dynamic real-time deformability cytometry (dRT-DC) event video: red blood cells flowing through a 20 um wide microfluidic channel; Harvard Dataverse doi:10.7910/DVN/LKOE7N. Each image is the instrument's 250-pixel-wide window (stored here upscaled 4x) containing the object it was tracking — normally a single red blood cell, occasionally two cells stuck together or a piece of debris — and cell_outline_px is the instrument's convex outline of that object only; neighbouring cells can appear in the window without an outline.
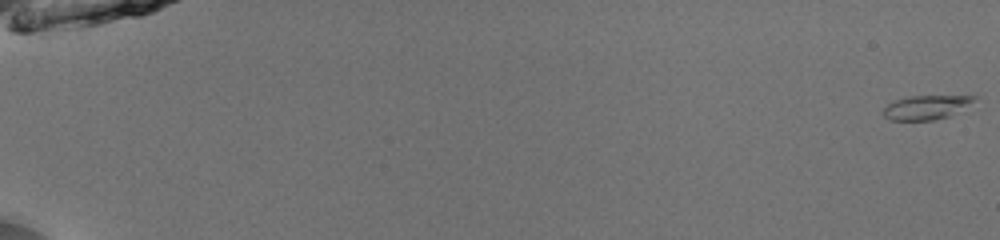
{"species": "common noctule bat (a hibernating species)", "species_latin": "Nyctalus noctula", "temperature_condition": "room temperature", "stored_images_in_passage": 54, "camera_frame_rate_fps": 3000, "um_per_image_px": 0.085, "animal": {"sex": "male", "body_mass_g": 13.0, "forearm_length_mm": 53.1}, "frame": {"image": 1, "passage_image": 1, "time_ms": 0.0, "image_size_px": [1000, 240], "cell_outline_px": [[976, 96], [972, 100], [948, 116], [932, 120], [888, 120], [884, 116], [884, 108], [892, 100], [908, 96]], "centroid_in_image_um": [78.57, 9.12], "position_along_channel_um": 6.4, "area_um2": 12.25}}
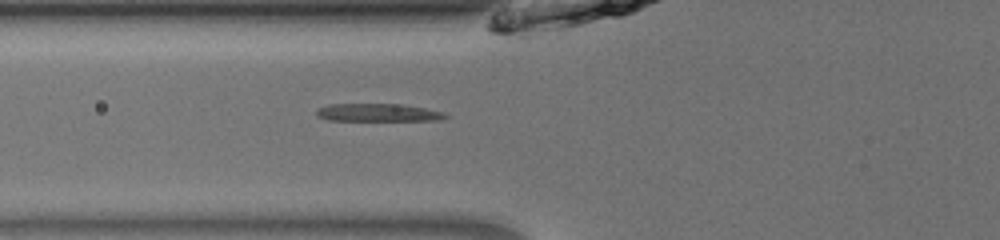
{"frame": {"image": 2, "passage_image": 23, "time_ms": 7.333, "image_size_px": [1000, 240], "cell_outline_px": [[448, 116], [440, 120], [328, 120], [316, 116], [316, 112], [320, 108], [328, 104], [404, 104], [444, 112]], "centroid_in_image_um": [32.13, 9.56], "position_along_channel_um": 93.7, "area_um2": 13.24}}
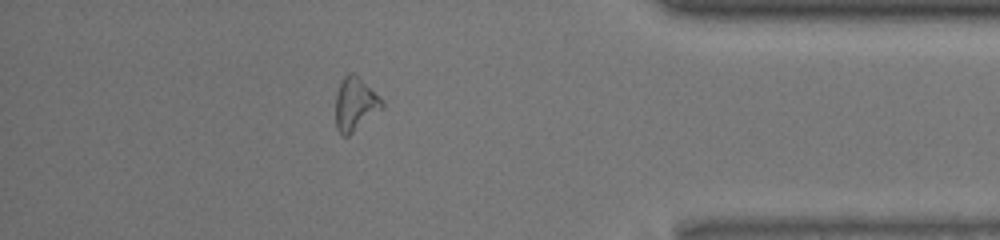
{"frame": {"image": 3, "passage_image": 48, "time_ms": 15.667, "image_size_px": [1000, 240], "cell_outline_px": [[384, 108], [348, 136], [344, 136], [336, 128], [336, 92], [344, 76], [348, 72], [352, 72], [384, 100]], "centroid_in_image_um": [30.21, 8.86], "position_along_channel_um": 405.0, "area_um2": 14.33}, "authors_computed_cell_mechanics": {"area_um2": 13.4674, "velocity_mm_per_s": 4.0064, "shape_relaxation_time_tau1_ms": 5.5142, "shape_relaxation_time_tau2_ms": null, "deformation_change_tau1": 0.2048, "deformation_change_tau2": null}}